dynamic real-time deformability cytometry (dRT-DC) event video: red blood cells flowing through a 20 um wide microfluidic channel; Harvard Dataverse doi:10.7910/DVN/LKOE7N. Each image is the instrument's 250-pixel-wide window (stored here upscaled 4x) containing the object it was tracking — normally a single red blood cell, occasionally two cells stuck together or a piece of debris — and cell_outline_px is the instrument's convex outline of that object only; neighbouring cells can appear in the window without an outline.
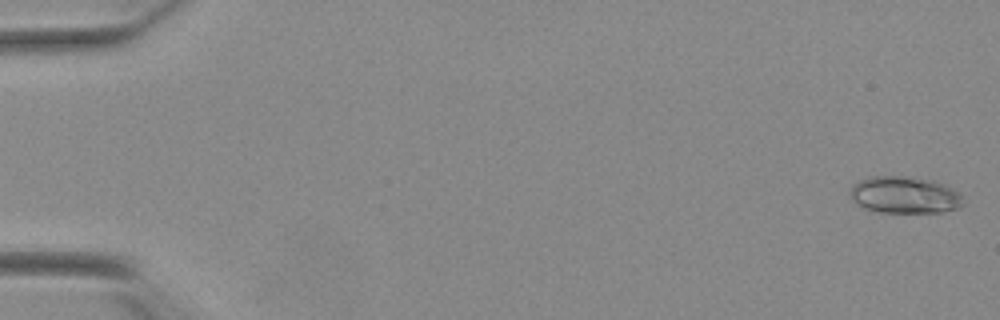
{"species": "Egyptian fruit bat (a non-hibernating species)", "species_latin": "Rousettus aegyptiacus", "temperature_condition": "warm", "stored_images_in_passage": 36, "camera_frame_rate_fps": 3000, "um_per_image_px": 0.085, "animal": {"sex": "female"}, "frame": {"image": 1, "passage_image": 1, "time_ms": 0.0, "image_size_px": [1000, 320], "cell_outline_px": [[964, 204], [956, 208], [940, 212], [876, 212], [864, 208], [856, 204], [852, 196], [852, 184], [860, 180], [872, 176], [904, 176], [932, 180], [964, 196]], "centroid_in_image_um": [76.87, 16.58], "position_along_channel_um": 8.1, "area_um2": 23.99}}
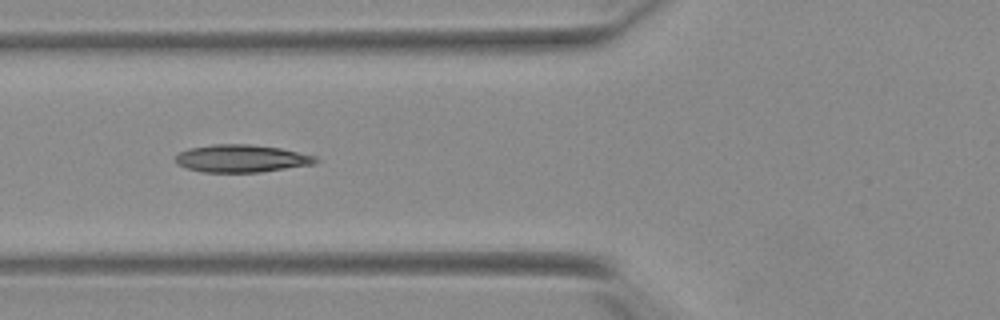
{"frame": {"image": 2, "passage_image": 21, "time_ms": 6.667, "image_size_px": [1000, 320], "cell_outline_px": [[320, 160], [316, 164], [260, 172], [204, 172], [188, 168], [176, 164], [176, 156], [180, 152], [188, 148], [212, 144], [248, 144], [280, 148], [316, 156]], "centroid_in_image_um": [20.55, 13.47], "position_along_channel_um": 105.3, "area_um2": 22.54}}
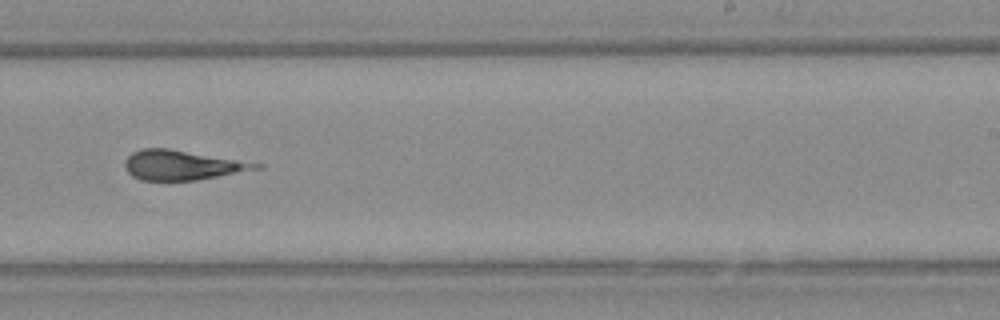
{"frame": {"image": 3, "passage_image": 34, "time_ms": 11.0, "image_size_px": [1000, 320], "cell_outline_px": [[264, 168], [196, 180], [140, 180], [132, 176], [128, 172], [124, 164], [124, 160], [132, 152], [140, 148], [168, 148], [264, 164]], "centroid_in_image_um": [15.47, 14.03], "position_along_channel_um": 273.5, "area_um2": 22.66}}